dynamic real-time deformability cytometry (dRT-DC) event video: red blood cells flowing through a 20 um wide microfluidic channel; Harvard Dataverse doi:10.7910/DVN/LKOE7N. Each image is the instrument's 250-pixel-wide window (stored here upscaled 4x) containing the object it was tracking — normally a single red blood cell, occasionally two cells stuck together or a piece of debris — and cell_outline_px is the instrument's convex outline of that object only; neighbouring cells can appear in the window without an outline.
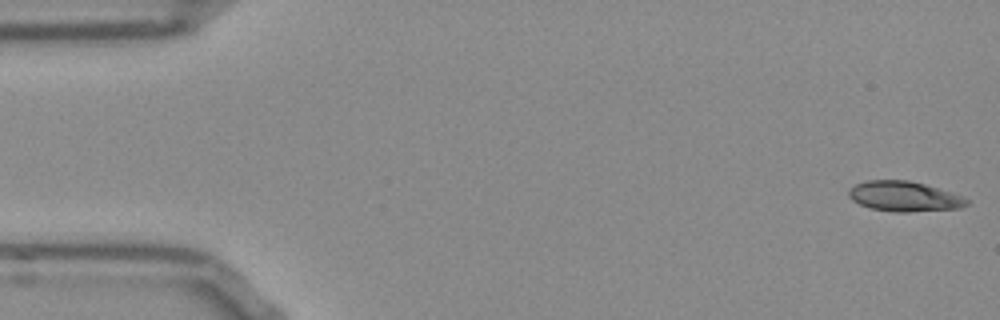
{"species": "Egyptian fruit bat (a non-hibernating species)", "species_latin": "Rousettus aegyptiacus", "temperature_condition": "room temperature", "stored_images_in_passage": 52, "camera_frame_rate_fps": 3000, "um_per_image_px": 0.085, "frame": {"image": 1, "passage_image": 1, "time_ms": 0.0, "image_size_px": [1000, 320], "cell_outline_px": [[968, 204], [960, 208], [908, 212], [896, 212], [872, 208], [860, 204], [852, 200], [848, 196], [848, 192], [856, 184], [868, 180], [908, 180], [924, 184], [960, 196], [968, 200]], "centroid_in_image_um": [76.83, 16.7], "position_along_channel_um": 8.2, "area_um2": 20.29}}
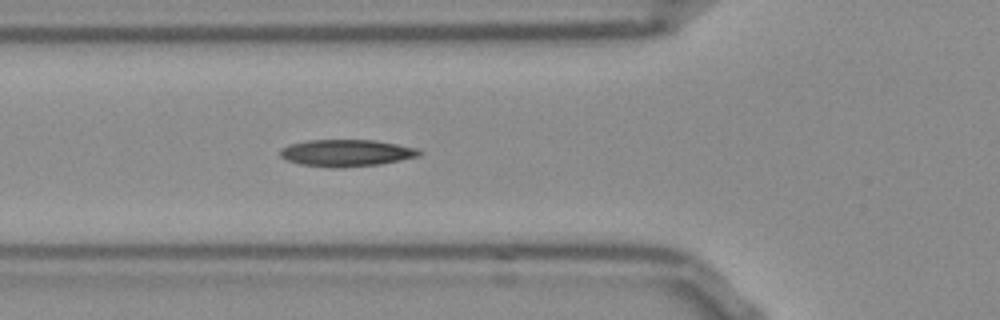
{"frame": {"image": 2, "passage_image": 18, "time_ms": 5.667, "image_size_px": [1000, 320], "cell_outline_px": [[424, 152], [420, 156], [380, 164], [344, 168], [336, 168], [300, 164], [288, 160], [280, 156], [280, 148], [288, 144], [308, 140], [376, 140], [420, 148]], "centroid_in_image_um": [29.49, 12.99], "position_along_channel_um": 96.3, "area_um2": 22.08}}
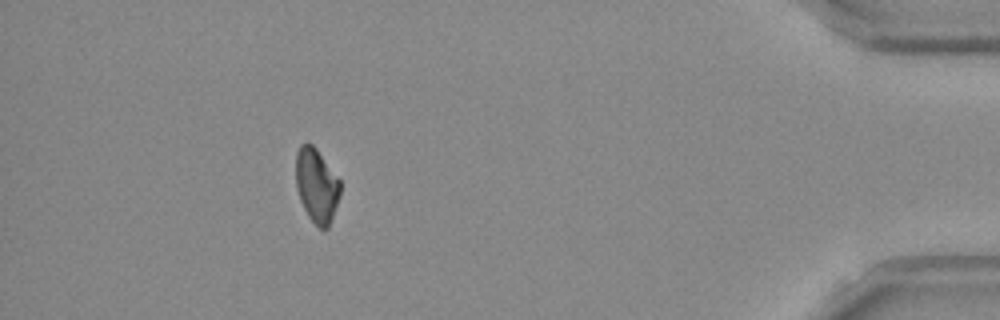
{"frame": {"image": 3, "passage_image": 47, "time_ms": 15.333, "image_size_px": [1000, 320], "cell_outline_px": [[340, 196], [328, 228], [320, 228], [308, 216], [300, 200], [296, 188], [296, 152], [300, 144], [312, 144], [316, 148], [340, 180]], "centroid_in_image_um": [26.9, 15.75], "position_along_channel_um": 408.3, "area_um2": 19.02}, "authors_computed_cell_mechanics": {"area_um2": 20.3456, "velocity_mm_per_s": 3.834, "shape_relaxation_time_tau1_ms": 4.3399, "shape_relaxation_time_tau2_ms": null, "deformation_change_tau1": 0.1486, "deformation_change_tau2": null}}